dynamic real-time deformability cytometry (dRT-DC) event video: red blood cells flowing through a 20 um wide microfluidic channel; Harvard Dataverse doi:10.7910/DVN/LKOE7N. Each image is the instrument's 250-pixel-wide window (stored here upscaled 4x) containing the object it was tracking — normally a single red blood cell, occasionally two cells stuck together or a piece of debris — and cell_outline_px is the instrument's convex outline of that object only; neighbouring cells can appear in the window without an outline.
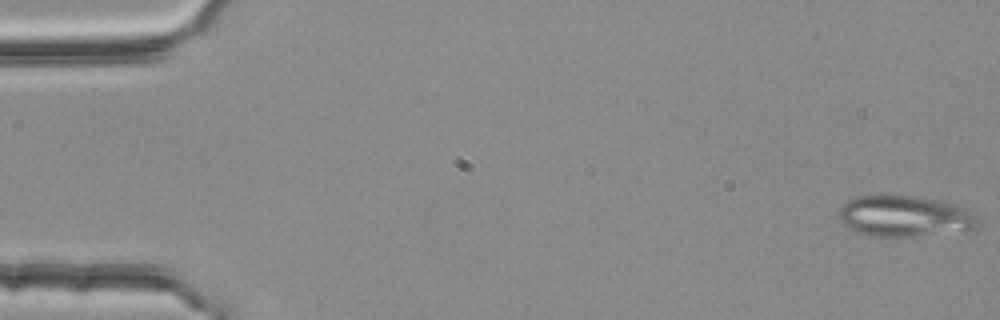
{"species": "common noctule bat (a hibernating species)", "species_latin": "Nyctalus noctula", "temperature_condition": "room temperature", "stored_images_in_passage": 4, "camera_frame_rate_fps": 3000, "um_per_image_px": 0.085, "animal": {"sex": "female", "body_mass_g": 25.1}, "frame": {"image": 1, "passage_image": 1, "time_ms": 0.0, "image_size_px": [1000, 320], "cell_outline_px": [[976, 224], [972, 228], [912, 236], [868, 236], [856, 232], [848, 228], [840, 220], [836, 212], [848, 200], [856, 196], [916, 196], [936, 200], [952, 204], [964, 208], [972, 212], [976, 220]], "centroid_in_image_um": [76.76, 18.37], "position_along_channel_um": 8.2, "area_um2": 32.43}}